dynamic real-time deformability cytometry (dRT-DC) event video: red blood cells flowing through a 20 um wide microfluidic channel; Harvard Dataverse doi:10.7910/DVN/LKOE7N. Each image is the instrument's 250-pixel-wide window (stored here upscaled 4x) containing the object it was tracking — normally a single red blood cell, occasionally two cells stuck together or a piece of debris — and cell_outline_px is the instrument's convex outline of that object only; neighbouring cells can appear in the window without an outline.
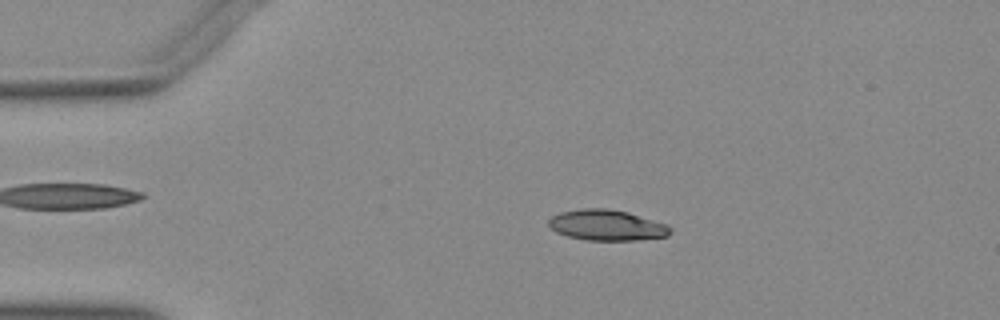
{"species": "Egyptian fruit bat (a non-hibernating species)", "species_latin": "Rousettus aegyptiacus", "temperature_condition": "warm", "stored_images_in_passage": 13, "camera_frame_rate_fps": 3000, "um_per_image_px": 0.085, "animal": {"sex": "female"}, "frame": {"image": 1, "passage_image": 5, "time_ms": 1.333, "image_size_px": [1000, 320], "cell_outline_px": [[672, 232], [668, 236], [636, 240], [584, 240], [568, 236], [556, 232], [548, 224], [548, 220], [552, 216], [560, 212], [580, 208], [608, 208], [628, 212], [668, 224], [672, 228]], "centroid_in_image_um": [51.6, 19.13], "position_along_channel_um": 33.4, "area_um2": 21.96}}
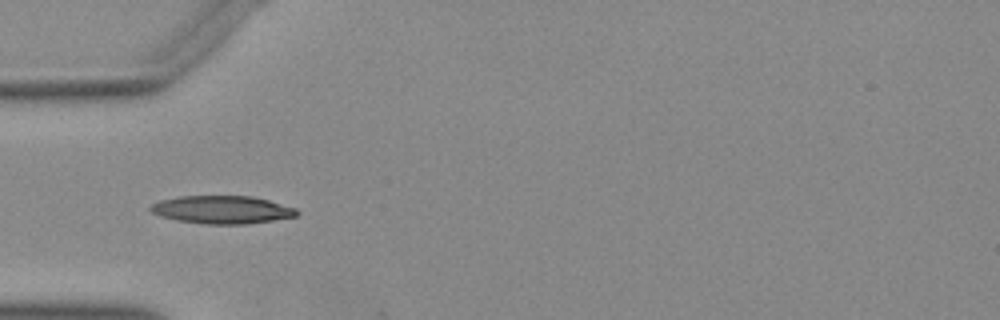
{"frame": {"image": 2, "passage_image": 11, "time_ms": 3.333, "image_size_px": [1000, 320], "cell_outline_px": [[300, 212], [296, 216], [248, 224], [204, 224], [176, 220], [160, 216], [152, 212], [148, 208], [152, 204], [160, 200], [180, 196], [252, 196], [268, 200], [296, 208]], "centroid_in_image_um": [18.86, 17.82], "position_along_channel_um": 66.1, "area_um2": 23.81}}